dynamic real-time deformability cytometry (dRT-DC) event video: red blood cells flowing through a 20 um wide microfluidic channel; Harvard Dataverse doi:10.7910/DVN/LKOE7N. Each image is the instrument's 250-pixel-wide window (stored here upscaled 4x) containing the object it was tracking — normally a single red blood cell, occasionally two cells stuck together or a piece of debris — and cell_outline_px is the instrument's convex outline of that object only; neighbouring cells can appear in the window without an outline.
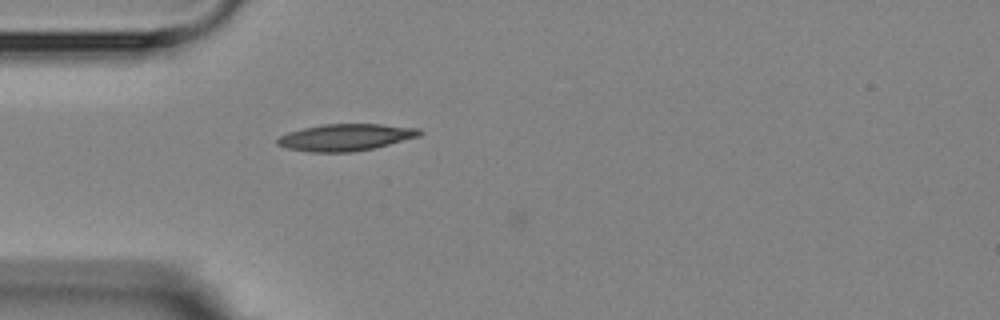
{"species": "Egyptian fruit bat (a non-hibernating species)", "species_latin": "Rousettus aegyptiacus", "temperature_condition": "room temperature", "stored_images_in_passage": 6, "camera_frame_rate_fps": 3000, "um_per_image_px": 0.085, "animal": {"sex": "female"}, "frame": {"image": 1, "passage_image": 5, "time_ms": 5.667, "image_size_px": [1000, 320], "cell_outline_px": [[424, 132], [420, 136], [372, 148], [352, 152], [308, 152], [288, 148], [276, 144], [276, 140], [280, 136], [288, 132], [304, 128], [324, 124], [380, 124], [420, 128]], "centroid_in_image_um": [29.39, 11.67], "position_along_channel_um": 55.6, "area_um2": 22.14}}